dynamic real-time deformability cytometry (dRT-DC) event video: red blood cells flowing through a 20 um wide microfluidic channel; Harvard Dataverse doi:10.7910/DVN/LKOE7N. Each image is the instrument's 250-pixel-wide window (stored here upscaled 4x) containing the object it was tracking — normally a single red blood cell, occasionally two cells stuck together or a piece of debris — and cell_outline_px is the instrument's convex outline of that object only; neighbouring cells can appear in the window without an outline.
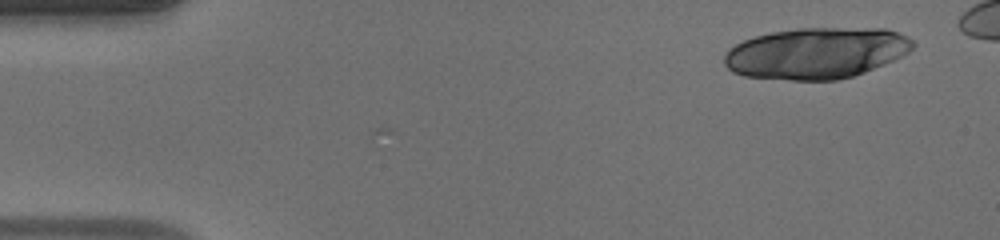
{"species": "human", "species_latin": "Homo sapiens", "temperature_condition": "warm", "stored_images_in_passage": 43, "camera_frame_rate_fps": 3000, "um_per_image_px": 0.085, "donor": {"sex": "male"}, "frame": {"image": 1, "passage_image": 1, "time_ms": 0.0, "image_size_px": [1000, 240], "cell_outline_px": [[916, 44], [908, 52], [884, 64], [864, 72], [852, 76], [836, 80], [792, 80], [744, 76], [732, 72], [724, 64], [724, 56], [728, 48], [744, 40], [756, 36], [772, 32], [800, 28], [884, 28], [908, 36]], "centroid_in_image_um": [69.37, 4.51], "position_along_channel_um": 15.6, "area_um2": 56.18}}
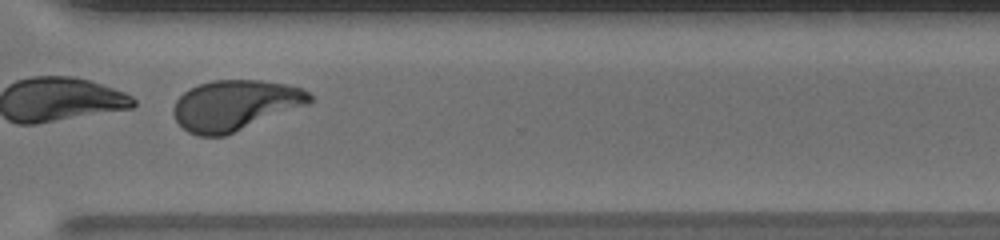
{"frame": {"image": 2, "passage_image": 34, "time_ms": 11.0, "image_size_px": [1000, 240], "cell_outline_px": [[312, 104], [224, 136], [196, 136], [188, 132], [176, 120], [172, 112], [172, 108], [176, 100], [184, 92], [200, 84], [212, 80], [260, 80], [288, 84], [300, 88], [308, 92], [312, 96]], "centroid_in_image_um": [20.02, 8.95], "position_along_channel_um": 350.6, "area_um2": 40.29}}